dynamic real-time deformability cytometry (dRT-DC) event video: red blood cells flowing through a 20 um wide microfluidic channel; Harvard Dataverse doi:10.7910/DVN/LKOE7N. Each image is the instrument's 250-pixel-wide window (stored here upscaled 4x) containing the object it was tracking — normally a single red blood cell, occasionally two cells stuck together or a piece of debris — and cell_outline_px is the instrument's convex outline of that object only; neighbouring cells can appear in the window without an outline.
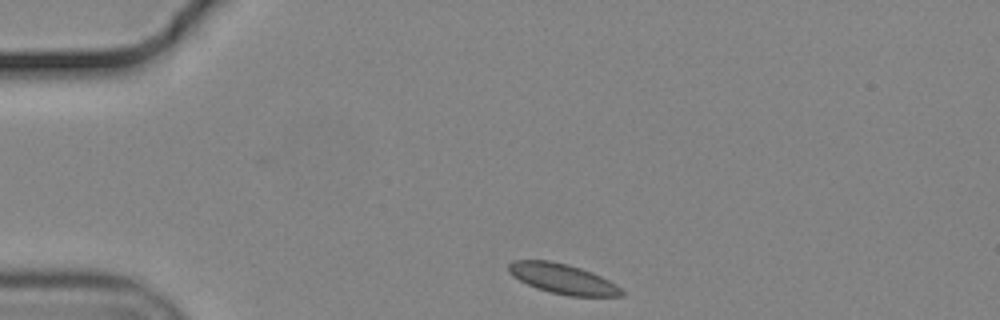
{"species": "common noctule bat (a hibernating species)", "species_latin": "Nyctalus noctula", "temperature_condition": "cold", "stored_images_in_passage": 37, "camera_frame_rate_fps": 3000, "um_per_image_px": 0.085, "animal": {"sex": "male", "body_mass_g": 19.2, "forearm_length_mm": 51.8}, "frame": {"image": 1, "passage_image": 1, "time_ms": 0.0, "image_size_px": [1000, 320], "cell_outline_px": [[624, 296], [568, 296], [548, 292], [536, 288], [512, 276], [508, 272], [508, 264], [512, 260], [548, 260], [568, 264], [592, 272], [616, 284], [624, 292]], "centroid_in_image_um": [47.81, 23.7], "position_along_channel_um": 37.2, "area_um2": 19.83}}
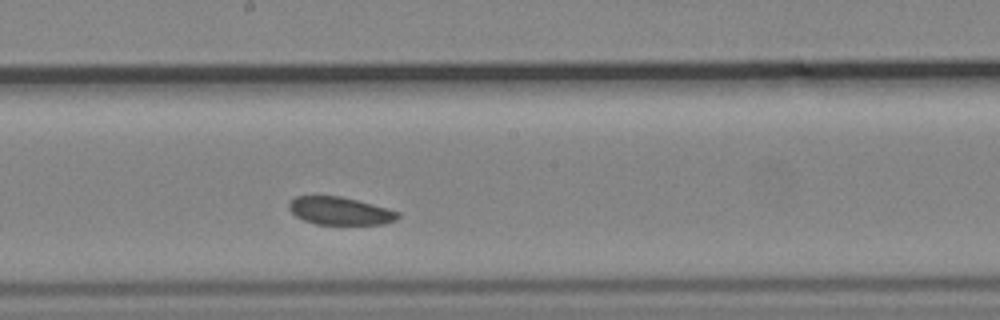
{"frame": {"image": 2, "passage_image": 20, "time_ms": 6.333, "image_size_px": [1000, 320], "cell_outline_px": [[400, 216], [396, 220], [384, 224], [316, 224], [304, 220], [296, 216], [288, 208], [288, 204], [296, 196], [340, 196], [388, 208], [400, 212]], "centroid_in_image_um": [28.92, 17.93], "position_along_channel_um": 219.3, "area_um2": 17.57}}
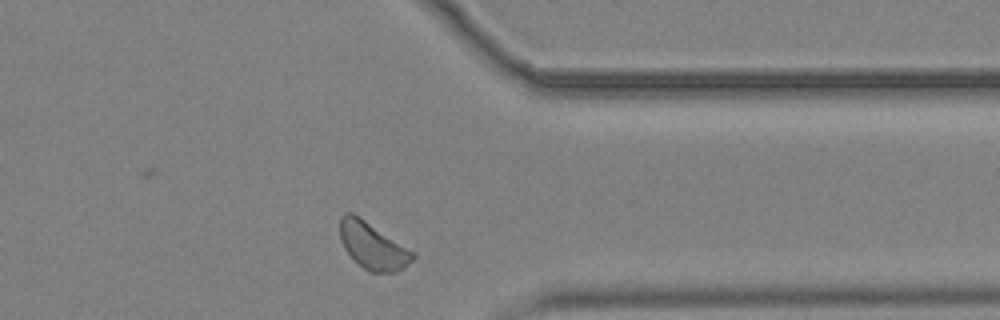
{"frame": {"image": 3, "passage_image": 34, "time_ms": 11.0, "image_size_px": [1000, 320], "cell_outline_px": [[416, 256], [412, 260], [400, 268], [392, 272], [368, 272], [344, 248], [340, 240], [340, 216], [344, 212], [352, 212], [360, 216], [416, 252]], "centroid_in_image_um": [31.67, 20.84], "position_along_channel_um": 379.7, "area_um2": 19.77}}